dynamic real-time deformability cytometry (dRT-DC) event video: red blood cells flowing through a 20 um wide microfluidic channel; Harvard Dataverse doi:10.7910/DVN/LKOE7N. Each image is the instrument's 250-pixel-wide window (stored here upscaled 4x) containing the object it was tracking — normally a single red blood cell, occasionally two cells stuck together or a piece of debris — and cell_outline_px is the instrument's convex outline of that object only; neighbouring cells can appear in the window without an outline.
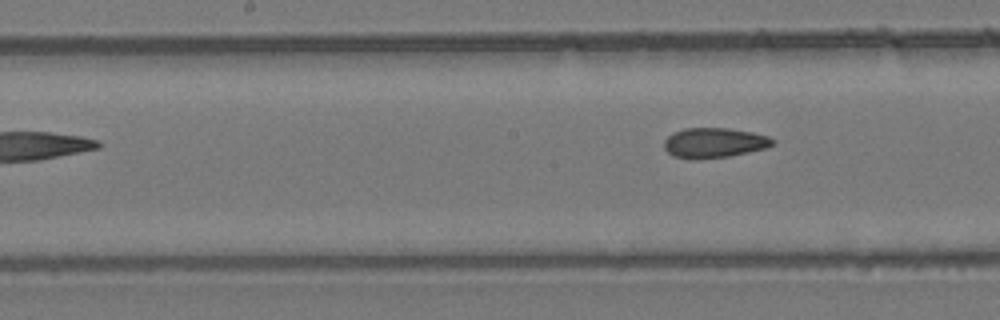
{"species": "common noctule bat (a hibernating species)", "species_latin": "Nyctalus noctula", "temperature_condition": "room temperature", "stored_images_in_passage": 5, "camera_frame_rate_fps": 3000, "um_per_image_px": 0.085, "animal": {"sex": "female", "body_mass_g": 24.6, "forearm_length_mm": 56.2}, "frame": {"image": 1, "passage_image": 5, "time_ms": 4.667, "image_size_px": [1000, 320], "cell_outline_px": [[776, 144], [768, 148], [728, 156], [696, 160], [692, 160], [672, 156], [664, 148], [664, 140], [672, 132], [684, 128], [728, 128], [752, 132], [768, 136], [776, 140]], "centroid_in_image_um": [60.71, 12.14], "position_along_channel_um": 187.5, "area_um2": 19.31}}